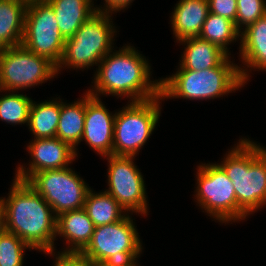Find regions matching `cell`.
<instances>
[{
	"mask_svg": "<svg viewBox=\"0 0 266 266\" xmlns=\"http://www.w3.org/2000/svg\"><path fill=\"white\" fill-rule=\"evenodd\" d=\"M12 183L8 198H0L4 230L54 256L57 216L52 207L26 181L15 178Z\"/></svg>",
	"mask_w": 266,
	"mask_h": 266,
	"instance_id": "cell-1",
	"label": "cell"
},
{
	"mask_svg": "<svg viewBox=\"0 0 266 266\" xmlns=\"http://www.w3.org/2000/svg\"><path fill=\"white\" fill-rule=\"evenodd\" d=\"M115 51V52H114ZM110 51L99 64L94 75V86L88 92L144 101L160 96V80H150L151 67L135 47L126 45Z\"/></svg>",
	"mask_w": 266,
	"mask_h": 266,
	"instance_id": "cell-2",
	"label": "cell"
},
{
	"mask_svg": "<svg viewBox=\"0 0 266 266\" xmlns=\"http://www.w3.org/2000/svg\"><path fill=\"white\" fill-rule=\"evenodd\" d=\"M240 140L219 165L234 185L238 206L250 215L266 205V147Z\"/></svg>",
	"mask_w": 266,
	"mask_h": 266,
	"instance_id": "cell-3",
	"label": "cell"
},
{
	"mask_svg": "<svg viewBox=\"0 0 266 266\" xmlns=\"http://www.w3.org/2000/svg\"><path fill=\"white\" fill-rule=\"evenodd\" d=\"M228 56L219 66L206 70H177L172 76L160 79L162 99L183 98L207 100L225 96L241 89L239 67ZM232 62V63H231Z\"/></svg>",
	"mask_w": 266,
	"mask_h": 266,
	"instance_id": "cell-4",
	"label": "cell"
},
{
	"mask_svg": "<svg viewBox=\"0 0 266 266\" xmlns=\"http://www.w3.org/2000/svg\"><path fill=\"white\" fill-rule=\"evenodd\" d=\"M111 13L97 11L85 21L77 32L65 41L64 53L57 67V74L65 66L72 69H87L98 65L114 50L115 26ZM112 22V23H111ZM113 47V48H112Z\"/></svg>",
	"mask_w": 266,
	"mask_h": 266,
	"instance_id": "cell-5",
	"label": "cell"
},
{
	"mask_svg": "<svg viewBox=\"0 0 266 266\" xmlns=\"http://www.w3.org/2000/svg\"><path fill=\"white\" fill-rule=\"evenodd\" d=\"M141 253L138 231L127 214L118 222L95 227L90 243L80 255L90 263L132 265L137 264Z\"/></svg>",
	"mask_w": 266,
	"mask_h": 266,
	"instance_id": "cell-6",
	"label": "cell"
},
{
	"mask_svg": "<svg viewBox=\"0 0 266 266\" xmlns=\"http://www.w3.org/2000/svg\"><path fill=\"white\" fill-rule=\"evenodd\" d=\"M161 95L144 101H129L116 112L113 155L136 156L149 139L161 114Z\"/></svg>",
	"mask_w": 266,
	"mask_h": 266,
	"instance_id": "cell-7",
	"label": "cell"
},
{
	"mask_svg": "<svg viewBox=\"0 0 266 266\" xmlns=\"http://www.w3.org/2000/svg\"><path fill=\"white\" fill-rule=\"evenodd\" d=\"M196 202L210 217L232 223L248 216L237 204L232 181L219 163H202L197 167Z\"/></svg>",
	"mask_w": 266,
	"mask_h": 266,
	"instance_id": "cell-8",
	"label": "cell"
},
{
	"mask_svg": "<svg viewBox=\"0 0 266 266\" xmlns=\"http://www.w3.org/2000/svg\"><path fill=\"white\" fill-rule=\"evenodd\" d=\"M65 41L52 7L45 0H29L21 44L58 67L64 53Z\"/></svg>",
	"mask_w": 266,
	"mask_h": 266,
	"instance_id": "cell-9",
	"label": "cell"
},
{
	"mask_svg": "<svg viewBox=\"0 0 266 266\" xmlns=\"http://www.w3.org/2000/svg\"><path fill=\"white\" fill-rule=\"evenodd\" d=\"M57 67L22 44L0 49V82L5 92L27 89L56 77Z\"/></svg>",
	"mask_w": 266,
	"mask_h": 266,
	"instance_id": "cell-10",
	"label": "cell"
},
{
	"mask_svg": "<svg viewBox=\"0 0 266 266\" xmlns=\"http://www.w3.org/2000/svg\"><path fill=\"white\" fill-rule=\"evenodd\" d=\"M27 183L45 199L56 216L82 209L91 189L84 179L69 167L40 171Z\"/></svg>",
	"mask_w": 266,
	"mask_h": 266,
	"instance_id": "cell-11",
	"label": "cell"
},
{
	"mask_svg": "<svg viewBox=\"0 0 266 266\" xmlns=\"http://www.w3.org/2000/svg\"><path fill=\"white\" fill-rule=\"evenodd\" d=\"M105 158L109 163L107 169L109 187L105 192L110 194L127 213L147 215L145 181L134 164L135 156L109 155Z\"/></svg>",
	"mask_w": 266,
	"mask_h": 266,
	"instance_id": "cell-12",
	"label": "cell"
},
{
	"mask_svg": "<svg viewBox=\"0 0 266 266\" xmlns=\"http://www.w3.org/2000/svg\"><path fill=\"white\" fill-rule=\"evenodd\" d=\"M31 156L28 168L18 165L14 178L28 181L35 173L48 169H63L76 159L75 150L66 142L54 138L32 139L27 145Z\"/></svg>",
	"mask_w": 266,
	"mask_h": 266,
	"instance_id": "cell-13",
	"label": "cell"
},
{
	"mask_svg": "<svg viewBox=\"0 0 266 266\" xmlns=\"http://www.w3.org/2000/svg\"><path fill=\"white\" fill-rule=\"evenodd\" d=\"M109 113L100 98L86 92V110L81 139L101 157L113 155L114 123L116 112Z\"/></svg>",
	"mask_w": 266,
	"mask_h": 266,
	"instance_id": "cell-14",
	"label": "cell"
},
{
	"mask_svg": "<svg viewBox=\"0 0 266 266\" xmlns=\"http://www.w3.org/2000/svg\"><path fill=\"white\" fill-rule=\"evenodd\" d=\"M240 38L239 51L242 63L246 66L238 67L242 82L246 84L251 69L266 71V14L244 28L240 32Z\"/></svg>",
	"mask_w": 266,
	"mask_h": 266,
	"instance_id": "cell-15",
	"label": "cell"
},
{
	"mask_svg": "<svg viewBox=\"0 0 266 266\" xmlns=\"http://www.w3.org/2000/svg\"><path fill=\"white\" fill-rule=\"evenodd\" d=\"M95 225L85 210L67 211L57 216L56 236L64 237L68 247L59 254H80L90 243Z\"/></svg>",
	"mask_w": 266,
	"mask_h": 266,
	"instance_id": "cell-16",
	"label": "cell"
},
{
	"mask_svg": "<svg viewBox=\"0 0 266 266\" xmlns=\"http://www.w3.org/2000/svg\"><path fill=\"white\" fill-rule=\"evenodd\" d=\"M173 11L170 22L176 42L199 37L209 14L208 0H179Z\"/></svg>",
	"mask_w": 266,
	"mask_h": 266,
	"instance_id": "cell-17",
	"label": "cell"
},
{
	"mask_svg": "<svg viewBox=\"0 0 266 266\" xmlns=\"http://www.w3.org/2000/svg\"><path fill=\"white\" fill-rule=\"evenodd\" d=\"M179 43L186 46L178 70L201 71L214 68L230 56L217 45L200 37L187 38Z\"/></svg>",
	"mask_w": 266,
	"mask_h": 266,
	"instance_id": "cell-18",
	"label": "cell"
},
{
	"mask_svg": "<svg viewBox=\"0 0 266 266\" xmlns=\"http://www.w3.org/2000/svg\"><path fill=\"white\" fill-rule=\"evenodd\" d=\"M53 9L62 36L72 37L97 10L93 0H45Z\"/></svg>",
	"mask_w": 266,
	"mask_h": 266,
	"instance_id": "cell-19",
	"label": "cell"
},
{
	"mask_svg": "<svg viewBox=\"0 0 266 266\" xmlns=\"http://www.w3.org/2000/svg\"><path fill=\"white\" fill-rule=\"evenodd\" d=\"M29 0H0V49L22 43Z\"/></svg>",
	"mask_w": 266,
	"mask_h": 266,
	"instance_id": "cell-20",
	"label": "cell"
},
{
	"mask_svg": "<svg viewBox=\"0 0 266 266\" xmlns=\"http://www.w3.org/2000/svg\"><path fill=\"white\" fill-rule=\"evenodd\" d=\"M74 103H65L61 100V111L56 131V137L68 143L74 150L76 157L77 145L83 137L85 110H86V93L82 99H77Z\"/></svg>",
	"mask_w": 266,
	"mask_h": 266,
	"instance_id": "cell-21",
	"label": "cell"
},
{
	"mask_svg": "<svg viewBox=\"0 0 266 266\" xmlns=\"http://www.w3.org/2000/svg\"><path fill=\"white\" fill-rule=\"evenodd\" d=\"M60 111L61 99L45 100L42 103L32 101L27 126L34 135V139L56 137Z\"/></svg>",
	"mask_w": 266,
	"mask_h": 266,
	"instance_id": "cell-22",
	"label": "cell"
},
{
	"mask_svg": "<svg viewBox=\"0 0 266 266\" xmlns=\"http://www.w3.org/2000/svg\"><path fill=\"white\" fill-rule=\"evenodd\" d=\"M83 209L95 227L118 222L128 214L110 194L93 193L92 189L87 193Z\"/></svg>",
	"mask_w": 266,
	"mask_h": 266,
	"instance_id": "cell-23",
	"label": "cell"
},
{
	"mask_svg": "<svg viewBox=\"0 0 266 266\" xmlns=\"http://www.w3.org/2000/svg\"><path fill=\"white\" fill-rule=\"evenodd\" d=\"M199 37L217 45L230 55L227 45L240 39V31L234 22L209 12Z\"/></svg>",
	"mask_w": 266,
	"mask_h": 266,
	"instance_id": "cell-24",
	"label": "cell"
},
{
	"mask_svg": "<svg viewBox=\"0 0 266 266\" xmlns=\"http://www.w3.org/2000/svg\"><path fill=\"white\" fill-rule=\"evenodd\" d=\"M0 96V119L11 125L28 124L32 99L27 95L11 91Z\"/></svg>",
	"mask_w": 266,
	"mask_h": 266,
	"instance_id": "cell-25",
	"label": "cell"
},
{
	"mask_svg": "<svg viewBox=\"0 0 266 266\" xmlns=\"http://www.w3.org/2000/svg\"><path fill=\"white\" fill-rule=\"evenodd\" d=\"M32 248L17 235L4 230L0 234V266H22L25 249Z\"/></svg>",
	"mask_w": 266,
	"mask_h": 266,
	"instance_id": "cell-26",
	"label": "cell"
},
{
	"mask_svg": "<svg viewBox=\"0 0 266 266\" xmlns=\"http://www.w3.org/2000/svg\"><path fill=\"white\" fill-rule=\"evenodd\" d=\"M265 14L266 0H237L235 26L241 32Z\"/></svg>",
	"mask_w": 266,
	"mask_h": 266,
	"instance_id": "cell-27",
	"label": "cell"
},
{
	"mask_svg": "<svg viewBox=\"0 0 266 266\" xmlns=\"http://www.w3.org/2000/svg\"><path fill=\"white\" fill-rule=\"evenodd\" d=\"M209 12L236 23L237 0H208Z\"/></svg>",
	"mask_w": 266,
	"mask_h": 266,
	"instance_id": "cell-28",
	"label": "cell"
},
{
	"mask_svg": "<svg viewBox=\"0 0 266 266\" xmlns=\"http://www.w3.org/2000/svg\"><path fill=\"white\" fill-rule=\"evenodd\" d=\"M57 255V256H56ZM54 266H91L80 254H56Z\"/></svg>",
	"mask_w": 266,
	"mask_h": 266,
	"instance_id": "cell-29",
	"label": "cell"
},
{
	"mask_svg": "<svg viewBox=\"0 0 266 266\" xmlns=\"http://www.w3.org/2000/svg\"><path fill=\"white\" fill-rule=\"evenodd\" d=\"M104 7L102 8L100 6L96 7L97 11L100 12H106V13H111L113 14L114 12H119L121 10L126 9L129 5H131L130 3H132L133 0H104Z\"/></svg>",
	"mask_w": 266,
	"mask_h": 266,
	"instance_id": "cell-30",
	"label": "cell"
},
{
	"mask_svg": "<svg viewBox=\"0 0 266 266\" xmlns=\"http://www.w3.org/2000/svg\"><path fill=\"white\" fill-rule=\"evenodd\" d=\"M4 231V215L2 206L0 205V234Z\"/></svg>",
	"mask_w": 266,
	"mask_h": 266,
	"instance_id": "cell-31",
	"label": "cell"
},
{
	"mask_svg": "<svg viewBox=\"0 0 266 266\" xmlns=\"http://www.w3.org/2000/svg\"><path fill=\"white\" fill-rule=\"evenodd\" d=\"M91 266H138V264L122 265V264H101V263H91Z\"/></svg>",
	"mask_w": 266,
	"mask_h": 266,
	"instance_id": "cell-32",
	"label": "cell"
},
{
	"mask_svg": "<svg viewBox=\"0 0 266 266\" xmlns=\"http://www.w3.org/2000/svg\"><path fill=\"white\" fill-rule=\"evenodd\" d=\"M0 92H3L2 87H1V82H0Z\"/></svg>",
	"mask_w": 266,
	"mask_h": 266,
	"instance_id": "cell-33",
	"label": "cell"
}]
</instances>
